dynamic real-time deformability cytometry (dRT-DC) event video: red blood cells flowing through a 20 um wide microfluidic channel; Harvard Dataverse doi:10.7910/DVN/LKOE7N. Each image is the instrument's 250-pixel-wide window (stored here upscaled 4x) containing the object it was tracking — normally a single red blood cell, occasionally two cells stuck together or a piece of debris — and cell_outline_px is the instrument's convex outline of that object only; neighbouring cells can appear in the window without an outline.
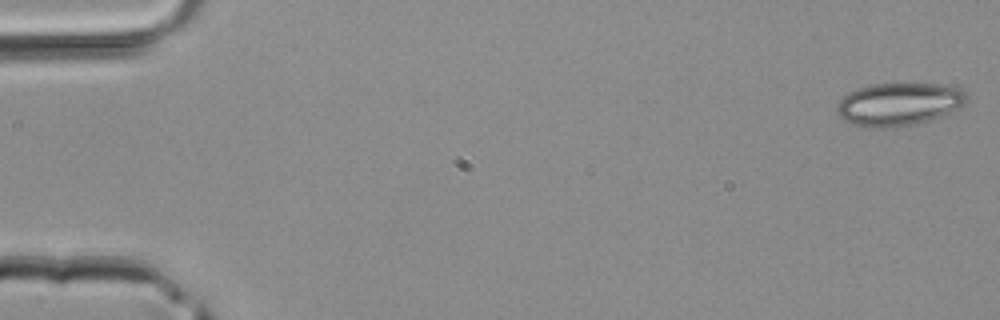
{"species": "common noctule bat (a hibernating species)", "species_latin": "Nyctalus noctula", "temperature_condition": "room temperature", "stored_images_in_passage": 43, "camera_frame_rate_fps": 3000, "um_per_image_px": 0.085, "animal": {"sex": "male", "body_mass_g": 20.4}, "frame": {"image": 1, "passage_image": 1, "time_ms": 0.0, "image_size_px": [1000, 320], "cell_outline_px": [[964, 104], [924, 124], [900, 128], [864, 128], [844, 120], [836, 112], [836, 108], [840, 100], [848, 92], [856, 88], [872, 84], [948, 84], [960, 88], [964, 92]], "centroid_in_image_um": [76.37, 8.88], "position_along_channel_um": 8.6, "area_um2": 32.83}}
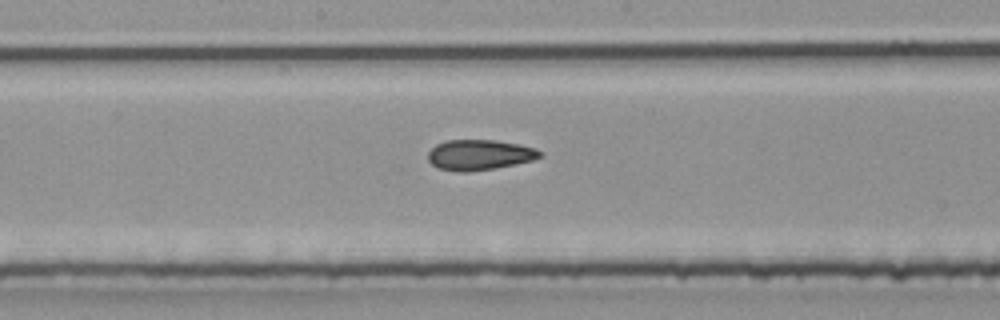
{"frame": {"image": 2, "passage_image": 23, "time_ms": 7.333, "image_size_px": [1000, 320], "cell_outline_px": [[544, 156], [532, 160], [516, 164], [496, 168], [464, 172], [460, 172], [440, 168], [432, 164], [428, 160], [428, 152], [436, 144], [444, 140], [496, 140], [536, 148]], "centroid_in_image_um": [40.75, 13.16], "position_along_channel_um": 207.5, "area_um2": 19.77}}
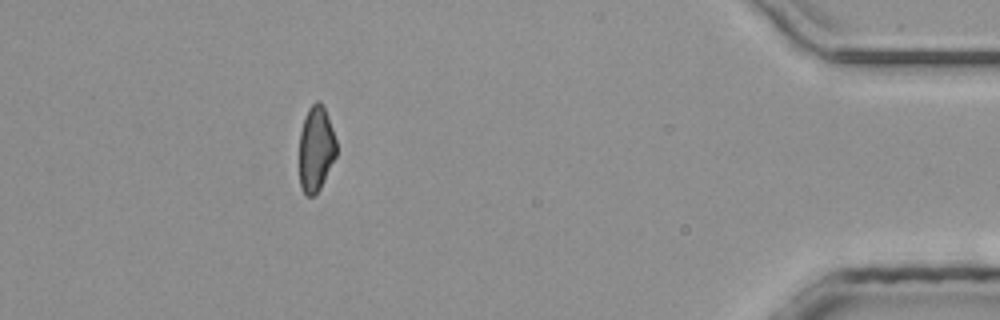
{"frame": {"image": 3, "passage_image": 39, "time_ms": 12.667, "image_size_px": [1000, 320], "cell_outline_px": [[336, 156], [320, 188], [312, 196], [304, 196], [300, 188], [300, 132], [304, 116], [308, 108], [316, 100], [324, 108], [332, 128], [336, 140]], "centroid_in_image_um": [26.84, 12.67], "position_along_channel_um": 408.4, "area_um2": 18.32}}